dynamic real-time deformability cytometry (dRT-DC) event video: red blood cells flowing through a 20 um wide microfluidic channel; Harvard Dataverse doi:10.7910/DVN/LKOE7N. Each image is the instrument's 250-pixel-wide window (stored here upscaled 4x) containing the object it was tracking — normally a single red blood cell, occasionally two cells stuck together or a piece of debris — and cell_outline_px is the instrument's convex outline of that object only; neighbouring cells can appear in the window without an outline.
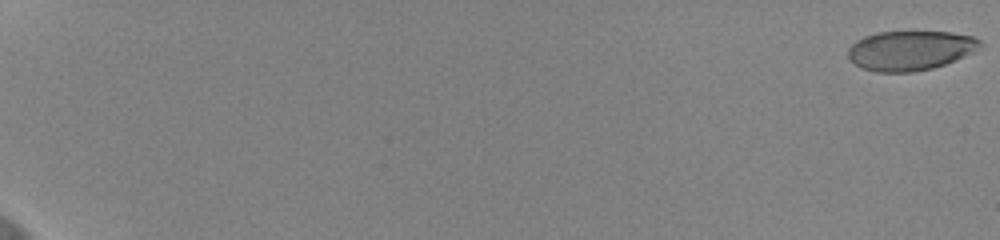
{"species": "human", "species_latin": "Homo sapiens", "temperature_condition": "cold", "stored_images_in_passage": 12, "camera_frame_rate_fps": 3000, "um_per_image_px": 0.085, "donor": {"sex": "female"}, "frame": {"image": 1, "passage_image": 1, "time_ms": 0.0, "image_size_px": [1000, 240], "cell_outline_px": [[976, 40], [952, 60], [928, 68], [900, 72], [888, 72], [868, 68], [852, 60], [852, 48], [860, 40], [868, 36], [884, 32], [944, 32], [968, 36]], "centroid_in_image_um": [77.24, 4.27], "position_along_channel_um": 7.8, "area_um2": 27.05}}